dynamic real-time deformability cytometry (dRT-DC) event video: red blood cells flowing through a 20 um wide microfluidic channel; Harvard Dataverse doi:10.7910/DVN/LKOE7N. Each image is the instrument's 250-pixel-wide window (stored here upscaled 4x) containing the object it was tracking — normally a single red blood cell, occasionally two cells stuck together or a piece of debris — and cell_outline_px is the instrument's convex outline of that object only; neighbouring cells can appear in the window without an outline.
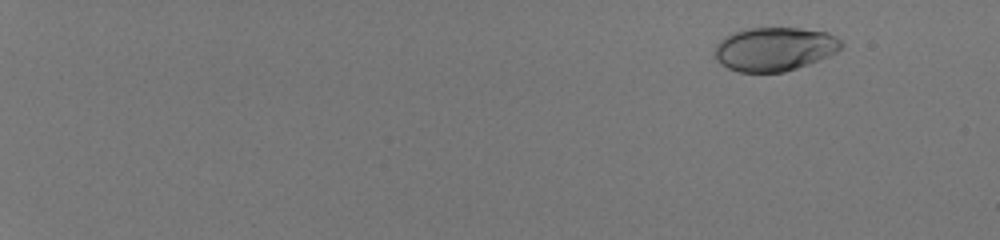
{"species": "human", "species_latin": "Homo sapiens", "temperature_condition": "room temperature", "stored_images_in_passage": 50, "camera_frame_rate_fps": 3000, "um_per_image_px": 0.085, "donor": {"sex": "male"}, "frame": {"image": 1, "passage_image": 1, "time_ms": 0.0, "image_size_px": [1000, 240], "cell_outline_px": [[844, 44], [836, 52], [828, 56], [808, 64], [784, 72], [740, 72], [728, 68], [720, 64], [716, 60], [716, 44], [724, 36], [732, 32], [748, 28], [800, 28], [828, 32], [836, 36]], "centroid_in_image_um": [65.83, 4.16], "position_along_channel_um": 19.2, "area_um2": 32.31}}
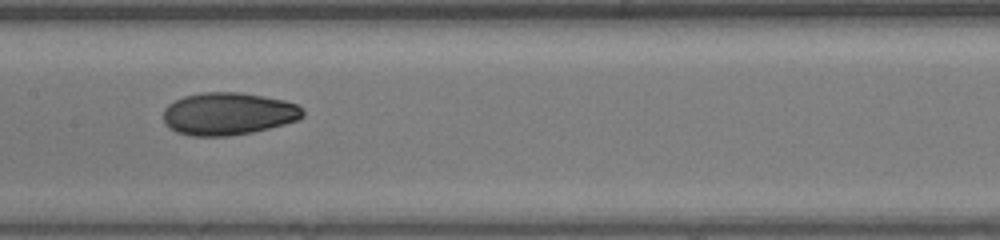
{"frame": {"image": 2, "passage_image": 29, "time_ms": 9.333, "image_size_px": [1000, 240], "cell_outline_px": [[304, 116], [296, 120], [284, 124], [252, 132], [228, 136], [192, 136], [176, 132], [168, 128], [164, 124], [164, 108], [168, 104], [184, 96], [204, 92], [236, 92], [264, 96], [284, 100], [296, 104], [304, 112]], "centroid_in_image_um": [19.36, 9.67], "position_along_channel_um": 188.0, "area_um2": 34.51}}
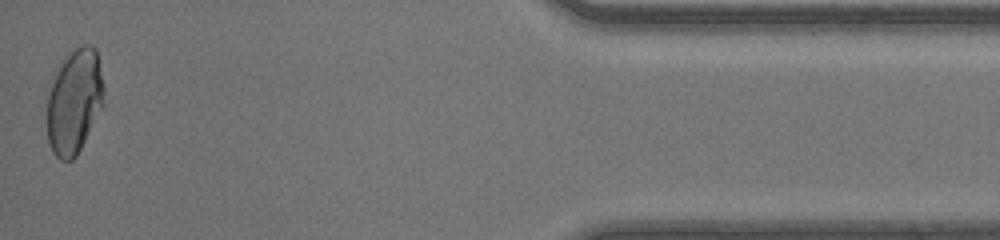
{"frame": {"image": 3, "passage_image": 50, "time_ms": 16.333, "image_size_px": [1000, 240], "cell_outline_px": [[104, 104], [76, 156], [72, 160], [60, 160], [52, 152], [48, 144], [44, 120], [48, 96], [60, 60], [64, 56], [80, 44], [92, 44], [96, 48], [104, 88]], "centroid_in_image_um": [6.28, 8.62], "position_along_channel_um": 428.9, "area_um2": 35.43}, "authors_computed_cell_mechanics": {"area_um2": 34.0442, "velocity_mm_per_s": 4.1752, "shape_relaxation_time_tau1_ms": 8.8151, "shape_relaxation_time_tau2_ms": 0.9453, "deformation_change_tau1": 0.2472, "deformation_change_tau2": 0.0415}}